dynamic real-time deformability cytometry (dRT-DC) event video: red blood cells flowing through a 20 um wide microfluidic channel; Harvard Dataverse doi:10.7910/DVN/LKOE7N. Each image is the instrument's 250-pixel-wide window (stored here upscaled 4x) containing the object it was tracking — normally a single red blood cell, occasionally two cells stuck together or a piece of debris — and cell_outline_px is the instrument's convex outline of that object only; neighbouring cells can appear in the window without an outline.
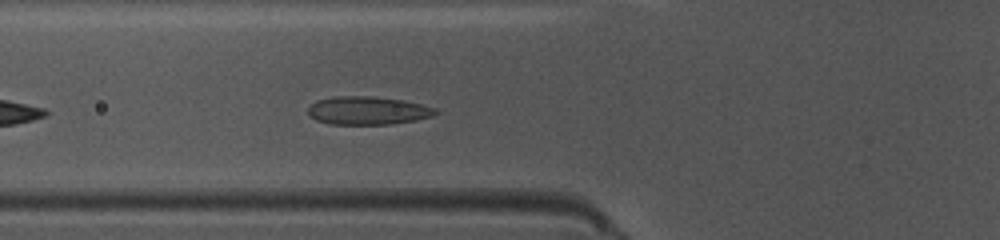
{"species": "common noctule bat (a hibernating species)", "species_latin": "Nyctalus noctula", "temperature_condition": "warm", "stored_images_in_passage": 35, "camera_frame_rate_fps": 3000, "um_per_image_px": 0.085, "animal": {"sex": "female", "body_mass_g": 10.0, "forearm_length_mm": 53.1}, "frame": {"image": 1, "passage_image": 6, "time_ms": 1.667, "image_size_px": [1000, 240], "cell_outline_px": [[440, 112], [432, 116], [416, 120], [388, 124], [328, 124], [316, 120], [308, 116], [308, 108], [316, 100], [332, 96], [372, 96], [400, 100], [420, 104], [436, 108]], "centroid_in_image_um": [31.22, 9.4], "position_along_channel_um": 94.6, "area_um2": 20.98}}
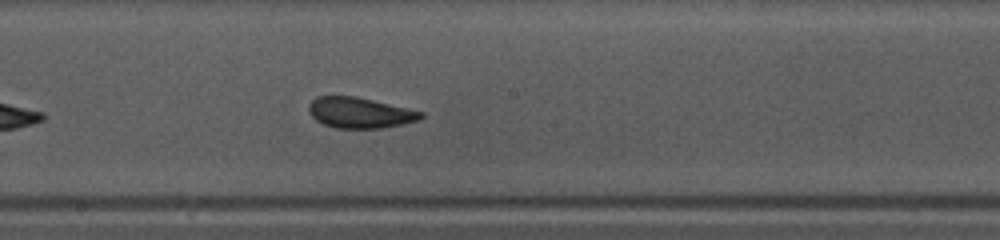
{"frame": {"image": 2, "passage_image": 15, "time_ms": 4.667, "image_size_px": [1000, 240], "cell_outline_px": [[424, 116], [420, 120], [404, 124], [380, 128], [336, 128], [324, 124], [316, 120], [308, 112], [308, 104], [316, 96], [356, 96], [408, 108], [424, 112]], "centroid_in_image_um": [30.59, 9.58], "position_along_channel_um": 217.6, "area_um2": 20.17}}
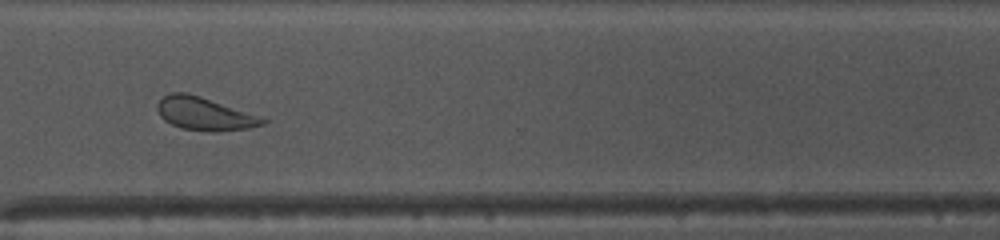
{"frame": {"image": 3, "passage_image": 25, "time_ms": 8.0, "image_size_px": [1000, 240], "cell_outline_px": [[268, 120], [264, 124], [248, 128], [216, 132], [208, 132], [180, 128], [164, 120], [160, 116], [156, 108], [156, 104], [164, 96], [172, 92], [184, 92], [200, 96], [264, 116]], "centroid_in_image_um": [17.42, 9.68], "position_along_channel_um": 353.2, "area_um2": 20.58}, "authors_computed_cell_mechanics": {"area_um2": 20.2878, "velocity_mm_per_s": 4.0837, "shape_relaxation_time_tau1_ms": 5.5544, "shape_relaxation_time_tau2_ms": 1.0257, "deformation_change_tau1": 0.1352, "deformation_change_tau2": 0.0805}}